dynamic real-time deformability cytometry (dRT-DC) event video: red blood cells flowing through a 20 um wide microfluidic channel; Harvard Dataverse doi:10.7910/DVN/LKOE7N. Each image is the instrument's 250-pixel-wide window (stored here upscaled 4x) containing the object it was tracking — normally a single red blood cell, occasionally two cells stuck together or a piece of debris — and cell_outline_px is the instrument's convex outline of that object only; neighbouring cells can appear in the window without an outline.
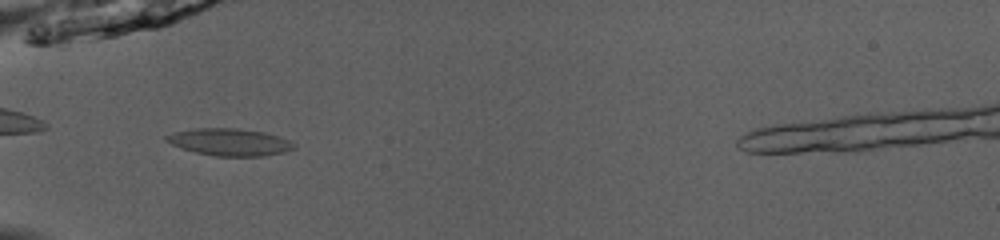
{"species": "common noctule bat (a hibernating species)", "species_latin": "Nyctalus noctula", "temperature_condition": "room temperature", "stored_images_in_passage": 34, "camera_frame_rate_fps": 3000, "um_per_image_px": 0.085, "animal": {"sex": "male", "body_mass_g": 13.0, "forearm_length_mm": 53.1}, "frame": {"image": 1, "passage_image": 1, "time_ms": 0.0, "image_size_px": [1000, 240], "cell_outline_px": [[296, 148], [284, 152], [264, 156], [216, 156], [196, 152], [172, 144], [164, 140], [164, 136], [176, 132], [192, 128], [236, 128], [264, 132], [280, 136], [296, 144]], "centroid_in_image_um": [19.55, 12.07], "position_along_channel_um": 65.4, "area_um2": 20.17}}
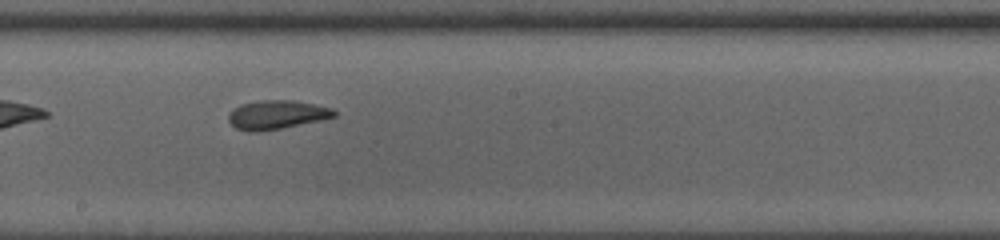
{"frame": {"image": 2, "passage_image": 13, "time_ms": 4.0, "image_size_px": [1000, 240], "cell_outline_px": [[336, 116], [320, 120], [280, 128], [256, 132], [248, 132], [236, 128], [228, 120], [228, 116], [232, 108], [240, 104], [260, 100], [292, 100], [332, 108], [336, 112]], "centroid_in_image_um": [23.47, 9.75], "position_along_channel_um": 224.7, "area_um2": 17.63}}
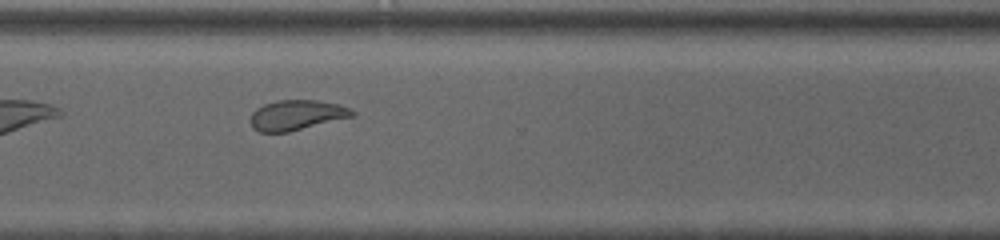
{"frame": {"image": 3, "passage_image": 22, "time_ms": 7.0, "image_size_px": [1000, 240], "cell_outline_px": [[356, 112], [352, 116], [288, 132], [260, 132], [252, 128], [252, 112], [256, 108], [264, 104], [280, 100], [316, 100], [340, 104], [352, 108]], "centroid_in_image_um": [25.23, 9.77], "position_along_channel_um": 345.4, "area_um2": 17.69}, "authors_computed_cell_mechanics": {"area_um2": 18.3226, "velocity_mm_per_s": 4.0421, "shape_relaxation_time_tau1_ms": 8.4617, "shape_relaxation_time_tau2_ms": 2.0325, "deformation_change_tau1": 0.1526, "deformation_change_tau2": 0.0832}}